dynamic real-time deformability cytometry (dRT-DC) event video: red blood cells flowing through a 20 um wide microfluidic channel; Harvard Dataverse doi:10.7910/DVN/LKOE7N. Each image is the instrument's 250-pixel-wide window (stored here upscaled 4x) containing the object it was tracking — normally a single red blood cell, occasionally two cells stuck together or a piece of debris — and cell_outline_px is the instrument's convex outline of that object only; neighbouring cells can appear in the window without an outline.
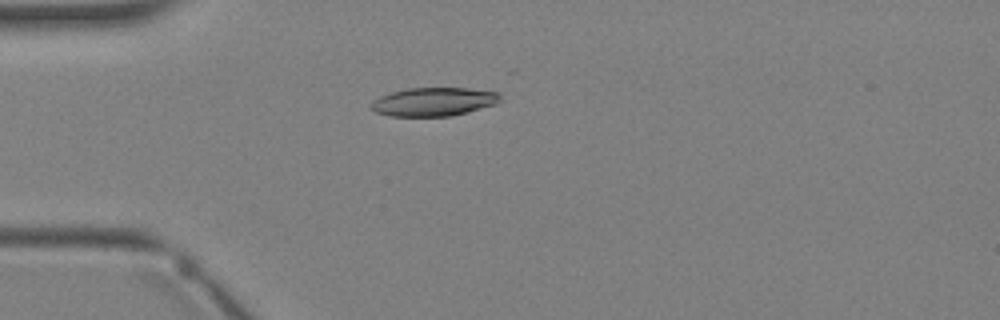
{"species": "Egyptian fruit bat (a non-hibernating species)", "species_latin": "Rousettus aegyptiacus", "temperature_condition": "warm", "stored_images_in_passage": 3, "camera_frame_rate_fps": 3000, "um_per_image_px": 0.085, "animal": {"sex": "female"}, "frame": {"image": 1, "passage_image": 3, "time_ms": 2.333, "image_size_px": [1000, 320], "cell_outline_px": [[500, 100], [496, 104], [468, 112], [452, 116], [388, 116], [376, 112], [368, 108], [372, 100], [380, 96], [392, 92], [408, 88], [468, 88], [500, 92]], "centroid_in_image_um": [36.85, 8.65], "position_along_channel_um": 48.2, "area_um2": 21.68}}